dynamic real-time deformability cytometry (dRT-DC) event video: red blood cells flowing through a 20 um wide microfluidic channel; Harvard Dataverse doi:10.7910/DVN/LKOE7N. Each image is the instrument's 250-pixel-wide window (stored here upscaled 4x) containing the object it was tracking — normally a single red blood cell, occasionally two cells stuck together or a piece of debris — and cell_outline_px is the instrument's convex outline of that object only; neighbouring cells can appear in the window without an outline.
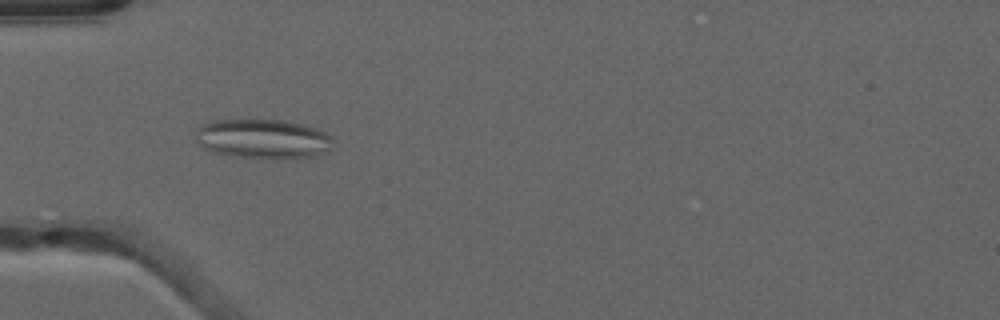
{"species": "common noctule bat (a hibernating species)", "species_latin": "Nyctalus noctula", "temperature_condition": "warm", "stored_images_in_passage": 50, "segment_of_instrument_passage": [1, 2], "camera_frame_rate_fps": 3000, "um_per_image_px": 0.085, "animal": {"sex": "male", "forearm_length_mm": 52.5}, "frame": {"image": 1, "passage_image": 16, "time_ms": 5.0, "image_size_px": [1000, 320], "cell_outline_px": [[332, 136], [328, 148], [312, 156], [284, 160], [276, 160], [232, 156], [212, 152], [204, 148], [196, 140], [196, 132], [200, 124], [208, 120], [284, 120], [304, 124], [316, 128]], "centroid_in_image_um": [22.28, 11.81], "position_along_channel_um": 62.7, "area_um2": 31.91}}